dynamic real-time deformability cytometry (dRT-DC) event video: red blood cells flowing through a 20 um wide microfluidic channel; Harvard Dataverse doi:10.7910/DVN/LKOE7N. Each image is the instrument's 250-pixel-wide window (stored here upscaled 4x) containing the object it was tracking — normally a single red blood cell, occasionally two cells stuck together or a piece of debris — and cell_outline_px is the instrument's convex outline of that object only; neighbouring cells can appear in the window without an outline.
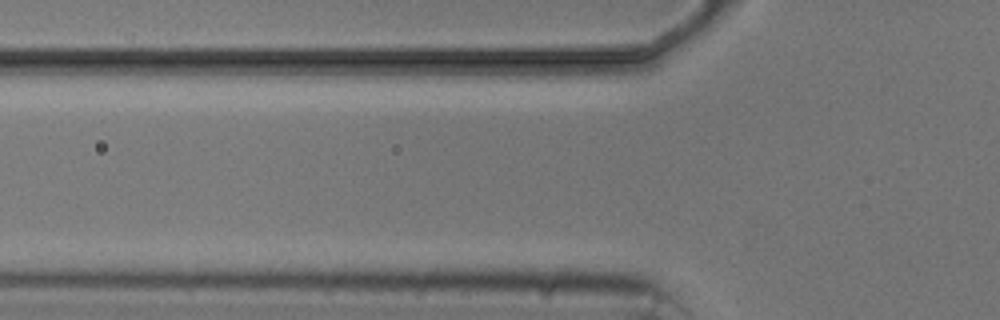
{"species": "common noctule bat (a hibernating species)", "species_latin": "Nyctalus noctula", "temperature_condition": "cold", "stored_images_in_passage": 4, "camera_frame_rate_fps": 3000, "um_per_image_px": 0.085, "animal": {"sex": "male", "body_mass_g": 20.5, "forearm_length_mm": 52.5}, "frame": {"image": 1, "passage_image": 2, "time_ms": 1.333, "image_size_px": [1000, 320], "cell_outline_px": [[636, 60], [588, 80], [580, 80], [560, 72], [540, 60], [580, 52], [628, 52], [636, 56]], "centroid_in_image_um": [50.09, 5.39], "position_along_channel_um": 75.7, "area_um2": 12.08}}